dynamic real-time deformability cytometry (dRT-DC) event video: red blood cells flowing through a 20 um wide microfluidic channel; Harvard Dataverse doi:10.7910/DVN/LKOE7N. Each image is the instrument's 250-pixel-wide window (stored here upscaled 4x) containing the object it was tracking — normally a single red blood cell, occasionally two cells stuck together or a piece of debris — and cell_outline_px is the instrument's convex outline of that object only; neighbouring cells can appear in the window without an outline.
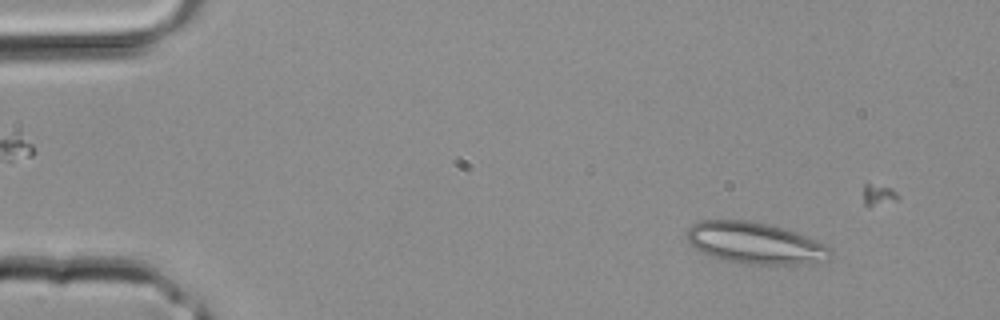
{"species": "common noctule bat (a hibernating species)", "species_latin": "Nyctalus noctula", "temperature_condition": "room temperature", "stored_images_in_passage": 2, "segment_of_instrument_passage": [2, 2], "camera_frame_rate_fps": 3000, "um_per_image_px": 0.085, "animal": {"sex": "male", "body_mass_g": 20.4}, "frame": {"image": 1, "passage_image": 2, "time_ms": 0.333, "image_size_px": [1000, 320], "cell_outline_px": [[832, 252], [828, 260], [800, 264], [748, 264], [728, 260], [712, 256], [696, 248], [684, 236], [688, 228], [692, 224], [700, 220], [748, 220], [768, 224], [784, 228], [796, 232], [828, 244], [832, 248]], "centroid_in_image_um": [64.22, 20.64], "position_along_channel_um": 20.8, "area_um2": 34.74}}